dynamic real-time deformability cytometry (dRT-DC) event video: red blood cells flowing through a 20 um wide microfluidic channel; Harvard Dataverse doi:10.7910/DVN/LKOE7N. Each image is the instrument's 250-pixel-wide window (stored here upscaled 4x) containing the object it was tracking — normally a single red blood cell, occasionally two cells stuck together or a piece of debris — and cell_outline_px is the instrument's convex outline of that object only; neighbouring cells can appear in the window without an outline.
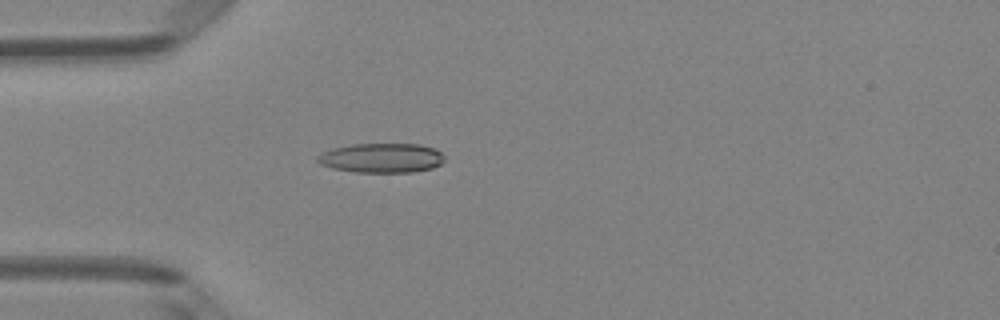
{"species": "Egyptian fruit bat (a non-hibernating species)", "species_latin": "Rousettus aegyptiacus", "temperature_condition": "room temperature", "stored_images_in_passage": 5, "camera_frame_rate_fps": 3000, "um_per_image_px": 0.085, "animal": {"sex": "female"}, "frame": {"image": 1, "passage_image": 5, "time_ms": 4.667, "image_size_px": [1000, 320], "cell_outline_px": [[444, 160], [440, 164], [432, 168], [412, 172], [356, 172], [332, 168], [320, 164], [316, 160], [316, 156], [320, 152], [332, 148], [352, 144], [420, 144], [432, 148], [440, 152], [444, 156]], "centroid_in_image_um": [32.39, 13.42], "position_along_channel_um": 52.6, "area_um2": 21.91}}